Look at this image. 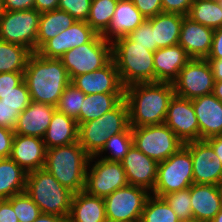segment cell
Returning a JSON list of instances; mask_svg holds the SVG:
<instances>
[{
    "label": "cell",
    "instance_id": "56",
    "mask_svg": "<svg viewBox=\"0 0 222 222\" xmlns=\"http://www.w3.org/2000/svg\"><path fill=\"white\" fill-rule=\"evenodd\" d=\"M211 222H222V208Z\"/></svg>",
    "mask_w": 222,
    "mask_h": 222
},
{
    "label": "cell",
    "instance_id": "14",
    "mask_svg": "<svg viewBox=\"0 0 222 222\" xmlns=\"http://www.w3.org/2000/svg\"><path fill=\"white\" fill-rule=\"evenodd\" d=\"M164 123L184 144L199 140V124L190 99L174 94Z\"/></svg>",
    "mask_w": 222,
    "mask_h": 222
},
{
    "label": "cell",
    "instance_id": "50",
    "mask_svg": "<svg viewBox=\"0 0 222 222\" xmlns=\"http://www.w3.org/2000/svg\"><path fill=\"white\" fill-rule=\"evenodd\" d=\"M34 9V0H4L3 11H22Z\"/></svg>",
    "mask_w": 222,
    "mask_h": 222
},
{
    "label": "cell",
    "instance_id": "49",
    "mask_svg": "<svg viewBox=\"0 0 222 222\" xmlns=\"http://www.w3.org/2000/svg\"><path fill=\"white\" fill-rule=\"evenodd\" d=\"M0 222H19L8 199L0 200Z\"/></svg>",
    "mask_w": 222,
    "mask_h": 222
},
{
    "label": "cell",
    "instance_id": "23",
    "mask_svg": "<svg viewBox=\"0 0 222 222\" xmlns=\"http://www.w3.org/2000/svg\"><path fill=\"white\" fill-rule=\"evenodd\" d=\"M190 59L179 44L157 49L154 52L155 82L172 83Z\"/></svg>",
    "mask_w": 222,
    "mask_h": 222
},
{
    "label": "cell",
    "instance_id": "9",
    "mask_svg": "<svg viewBox=\"0 0 222 222\" xmlns=\"http://www.w3.org/2000/svg\"><path fill=\"white\" fill-rule=\"evenodd\" d=\"M131 129L133 145L158 163L165 161L184 146L165 123Z\"/></svg>",
    "mask_w": 222,
    "mask_h": 222
},
{
    "label": "cell",
    "instance_id": "5",
    "mask_svg": "<svg viewBox=\"0 0 222 222\" xmlns=\"http://www.w3.org/2000/svg\"><path fill=\"white\" fill-rule=\"evenodd\" d=\"M25 192L41 213L69 217L74 193L44 168L27 173Z\"/></svg>",
    "mask_w": 222,
    "mask_h": 222
},
{
    "label": "cell",
    "instance_id": "46",
    "mask_svg": "<svg viewBox=\"0 0 222 222\" xmlns=\"http://www.w3.org/2000/svg\"><path fill=\"white\" fill-rule=\"evenodd\" d=\"M20 112L0 101V127L14 129Z\"/></svg>",
    "mask_w": 222,
    "mask_h": 222
},
{
    "label": "cell",
    "instance_id": "34",
    "mask_svg": "<svg viewBox=\"0 0 222 222\" xmlns=\"http://www.w3.org/2000/svg\"><path fill=\"white\" fill-rule=\"evenodd\" d=\"M140 222H181L163 197L149 195Z\"/></svg>",
    "mask_w": 222,
    "mask_h": 222
},
{
    "label": "cell",
    "instance_id": "47",
    "mask_svg": "<svg viewBox=\"0 0 222 222\" xmlns=\"http://www.w3.org/2000/svg\"><path fill=\"white\" fill-rule=\"evenodd\" d=\"M14 134L12 129L0 127V158L10 157Z\"/></svg>",
    "mask_w": 222,
    "mask_h": 222
},
{
    "label": "cell",
    "instance_id": "39",
    "mask_svg": "<svg viewBox=\"0 0 222 222\" xmlns=\"http://www.w3.org/2000/svg\"><path fill=\"white\" fill-rule=\"evenodd\" d=\"M181 222L193 220L191 187L163 196Z\"/></svg>",
    "mask_w": 222,
    "mask_h": 222
},
{
    "label": "cell",
    "instance_id": "44",
    "mask_svg": "<svg viewBox=\"0 0 222 222\" xmlns=\"http://www.w3.org/2000/svg\"><path fill=\"white\" fill-rule=\"evenodd\" d=\"M164 13H176L187 16L194 0H161Z\"/></svg>",
    "mask_w": 222,
    "mask_h": 222
},
{
    "label": "cell",
    "instance_id": "43",
    "mask_svg": "<svg viewBox=\"0 0 222 222\" xmlns=\"http://www.w3.org/2000/svg\"><path fill=\"white\" fill-rule=\"evenodd\" d=\"M134 6L140 11V13L146 18H151L159 13H162V1L161 0H131Z\"/></svg>",
    "mask_w": 222,
    "mask_h": 222
},
{
    "label": "cell",
    "instance_id": "4",
    "mask_svg": "<svg viewBox=\"0 0 222 222\" xmlns=\"http://www.w3.org/2000/svg\"><path fill=\"white\" fill-rule=\"evenodd\" d=\"M112 59L124 87L155 82L154 52L135 45L128 36L119 37L112 42Z\"/></svg>",
    "mask_w": 222,
    "mask_h": 222
},
{
    "label": "cell",
    "instance_id": "12",
    "mask_svg": "<svg viewBox=\"0 0 222 222\" xmlns=\"http://www.w3.org/2000/svg\"><path fill=\"white\" fill-rule=\"evenodd\" d=\"M214 76L207 59L191 58L172 82L175 95L187 99L213 93Z\"/></svg>",
    "mask_w": 222,
    "mask_h": 222
},
{
    "label": "cell",
    "instance_id": "1",
    "mask_svg": "<svg viewBox=\"0 0 222 222\" xmlns=\"http://www.w3.org/2000/svg\"><path fill=\"white\" fill-rule=\"evenodd\" d=\"M174 94L173 85L168 82L135 83L125 87L129 126L135 128L164 123Z\"/></svg>",
    "mask_w": 222,
    "mask_h": 222
},
{
    "label": "cell",
    "instance_id": "61",
    "mask_svg": "<svg viewBox=\"0 0 222 222\" xmlns=\"http://www.w3.org/2000/svg\"><path fill=\"white\" fill-rule=\"evenodd\" d=\"M106 222H125V221H110V220H107Z\"/></svg>",
    "mask_w": 222,
    "mask_h": 222
},
{
    "label": "cell",
    "instance_id": "55",
    "mask_svg": "<svg viewBox=\"0 0 222 222\" xmlns=\"http://www.w3.org/2000/svg\"><path fill=\"white\" fill-rule=\"evenodd\" d=\"M213 95L222 102V81L214 83Z\"/></svg>",
    "mask_w": 222,
    "mask_h": 222
},
{
    "label": "cell",
    "instance_id": "8",
    "mask_svg": "<svg viewBox=\"0 0 222 222\" xmlns=\"http://www.w3.org/2000/svg\"><path fill=\"white\" fill-rule=\"evenodd\" d=\"M193 184V162L190 150L184 145L168 159L159 162L157 180L153 194L163 197L191 187Z\"/></svg>",
    "mask_w": 222,
    "mask_h": 222
},
{
    "label": "cell",
    "instance_id": "3",
    "mask_svg": "<svg viewBox=\"0 0 222 222\" xmlns=\"http://www.w3.org/2000/svg\"><path fill=\"white\" fill-rule=\"evenodd\" d=\"M90 155L77 141L73 144L46 150L44 169L62 186L73 193L85 189L86 171Z\"/></svg>",
    "mask_w": 222,
    "mask_h": 222
},
{
    "label": "cell",
    "instance_id": "22",
    "mask_svg": "<svg viewBox=\"0 0 222 222\" xmlns=\"http://www.w3.org/2000/svg\"><path fill=\"white\" fill-rule=\"evenodd\" d=\"M55 110V106L31 101L18 116L14 133L43 139Z\"/></svg>",
    "mask_w": 222,
    "mask_h": 222
},
{
    "label": "cell",
    "instance_id": "53",
    "mask_svg": "<svg viewBox=\"0 0 222 222\" xmlns=\"http://www.w3.org/2000/svg\"><path fill=\"white\" fill-rule=\"evenodd\" d=\"M212 68L214 80L222 81V59H207Z\"/></svg>",
    "mask_w": 222,
    "mask_h": 222
},
{
    "label": "cell",
    "instance_id": "19",
    "mask_svg": "<svg viewBox=\"0 0 222 222\" xmlns=\"http://www.w3.org/2000/svg\"><path fill=\"white\" fill-rule=\"evenodd\" d=\"M214 29L183 16L178 44L193 59H206L211 51Z\"/></svg>",
    "mask_w": 222,
    "mask_h": 222
},
{
    "label": "cell",
    "instance_id": "7",
    "mask_svg": "<svg viewBox=\"0 0 222 222\" xmlns=\"http://www.w3.org/2000/svg\"><path fill=\"white\" fill-rule=\"evenodd\" d=\"M60 60L72 80L106 66L112 60V42L97 34L90 42L67 51Z\"/></svg>",
    "mask_w": 222,
    "mask_h": 222
},
{
    "label": "cell",
    "instance_id": "58",
    "mask_svg": "<svg viewBox=\"0 0 222 222\" xmlns=\"http://www.w3.org/2000/svg\"><path fill=\"white\" fill-rule=\"evenodd\" d=\"M4 0H0V14L3 12Z\"/></svg>",
    "mask_w": 222,
    "mask_h": 222
},
{
    "label": "cell",
    "instance_id": "30",
    "mask_svg": "<svg viewBox=\"0 0 222 222\" xmlns=\"http://www.w3.org/2000/svg\"><path fill=\"white\" fill-rule=\"evenodd\" d=\"M123 99L124 94L99 93L86 95L79 118L76 120L77 124L100 118L103 114L114 109Z\"/></svg>",
    "mask_w": 222,
    "mask_h": 222
},
{
    "label": "cell",
    "instance_id": "36",
    "mask_svg": "<svg viewBox=\"0 0 222 222\" xmlns=\"http://www.w3.org/2000/svg\"><path fill=\"white\" fill-rule=\"evenodd\" d=\"M132 145V129L129 126L124 132L111 136L106 141L103 148L94 157L97 158L99 156L98 158L101 157V159L110 162H121ZM108 150L111 154L102 156V154H105V152H108Z\"/></svg>",
    "mask_w": 222,
    "mask_h": 222
},
{
    "label": "cell",
    "instance_id": "29",
    "mask_svg": "<svg viewBox=\"0 0 222 222\" xmlns=\"http://www.w3.org/2000/svg\"><path fill=\"white\" fill-rule=\"evenodd\" d=\"M27 172L10 157L0 158V200L25 192Z\"/></svg>",
    "mask_w": 222,
    "mask_h": 222
},
{
    "label": "cell",
    "instance_id": "25",
    "mask_svg": "<svg viewBox=\"0 0 222 222\" xmlns=\"http://www.w3.org/2000/svg\"><path fill=\"white\" fill-rule=\"evenodd\" d=\"M221 208L222 203L217 185H191V209L195 220L211 222Z\"/></svg>",
    "mask_w": 222,
    "mask_h": 222
},
{
    "label": "cell",
    "instance_id": "20",
    "mask_svg": "<svg viewBox=\"0 0 222 222\" xmlns=\"http://www.w3.org/2000/svg\"><path fill=\"white\" fill-rule=\"evenodd\" d=\"M46 150L42 138L14 134L10 158L30 173L44 167Z\"/></svg>",
    "mask_w": 222,
    "mask_h": 222
},
{
    "label": "cell",
    "instance_id": "11",
    "mask_svg": "<svg viewBox=\"0 0 222 222\" xmlns=\"http://www.w3.org/2000/svg\"><path fill=\"white\" fill-rule=\"evenodd\" d=\"M146 189L128 184L104 198L106 219L110 221L140 222L146 199Z\"/></svg>",
    "mask_w": 222,
    "mask_h": 222
},
{
    "label": "cell",
    "instance_id": "18",
    "mask_svg": "<svg viewBox=\"0 0 222 222\" xmlns=\"http://www.w3.org/2000/svg\"><path fill=\"white\" fill-rule=\"evenodd\" d=\"M121 164L128 184L144 188L150 193L153 191L157 180L158 162L132 145Z\"/></svg>",
    "mask_w": 222,
    "mask_h": 222
},
{
    "label": "cell",
    "instance_id": "2",
    "mask_svg": "<svg viewBox=\"0 0 222 222\" xmlns=\"http://www.w3.org/2000/svg\"><path fill=\"white\" fill-rule=\"evenodd\" d=\"M24 81L32 101L55 107L71 82L60 59L45 58L37 52H33L28 59Z\"/></svg>",
    "mask_w": 222,
    "mask_h": 222
},
{
    "label": "cell",
    "instance_id": "16",
    "mask_svg": "<svg viewBox=\"0 0 222 222\" xmlns=\"http://www.w3.org/2000/svg\"><path fill=\"white\" fill-rule=\"evenodd\" d=\"M97 33L85 21H75L57 36L47 40L37 53L45 58L60 59L70 49L90 42Z\"/></svg>",
    "mask_w": 222,
    "mask_h": 222
},
{
    "label": "cell",
    "instance_id": "52",
    "mask_svg": "<svg viewBox=\"0 0 222 222\" xmlns=\"http://www.w3.org/2000/svg\"><path fill=\"white\" fill-rule=\"evenodd\" d=\"M206 141L212 146L215 151V155L222 162V135L207 138Z\"/></svg>",
    "mask_w": 222,
    "mask_h": 222
},
{
    "label": "cell",
    "instance_id": "57",
    "mask_svg": "<svg viewBox=\"0 0 222 222\" xmlns=\"http://www.w3.org/2000/svg\"><path fill=\"white\" fill-rule=\"evenodd\" d=\"M218 190H219V193H220V198H221V203H222V182H220L218 185Z\"/></svg>",
    "mask_w": 222,
    "mask_h": 222
},
{
    "label": "cell",
    "instance_id": "42",
    "mask_svg": "<svg viewBox=\"0 0 222 222\" xmlns=\"http://www.w3.org/2000/svg\"><path fill=\"white\" fill-rule=\"evenodd\" d=\"M92 0H60L58 9L70 14L76 21H87Z\"/></svg>",
    "mask_w": 222,
    "mask_h": 222
},
{
    "label": "cell",
    "instance_id": "54",
    "mask_svg": "<svg viewBox=\"0 0 222 222\" xmlns=\"http://www.w3.org/2000/svg\"><path fill=\"white\" fill-rule=\"evenodd\" d=\"M33 222H69V219L62 216L41 213L39 217Z\"/></svg>",
    "mask_w": 222,
    "mask_h": 222
},
{
    "label": "cell",
    "instance_id": "37",
    "mask_svg": "<svg viewBox=\"0 0 222 222\" xmlns=\"http://www.w3.org/2000/svg\"><path fill=\"white\" fill-rule=\"evenodd\" d=\"M86 94L77 89L71 82L66 86L62 93L56 109L63 114L77 120L80 115Z\"/></svg>",
    "mask_w": 222,
    "mask_h": 222
},
{
    "label": "cell",
    "instance_id": "35",
    "mask_svg": "<svg viewBox=\"0 0 222 222\" xmlns=\"http://www.w3.org/2000/svg\"><path fill=\"white\" fill-rule=\"evenodd\" d=\"M119 0H92L87 23L102 35L109 27Z\"/></svg>",
    "mask_w": 222,
    "mask_h": 222
},
{
    "label": "cell",
    "instance_id": "51",
    "mask_svg": "<svg viewBox=\"0 0 222 222\" xmlns=\"http://www.w3.org/2000/svg\"><path fill=\"white\" fill-rule=\"evenodd\" d=\"M60 0H34V9L39 13L49 12L58 9Z\"/></svg>",
    "mask_w": 222,
    "mask_h": 222
},
{
    "label": "cell",
    "instance_id": "26",
    "mask_svg": "<svg viewBox=\"0 0 222 222\" xmlns=\"http://www.w3.org/2000/svg\"><path fill=\"white\" fill-rule=\"evenodd\" d=\"M68 219L69 222H106L104 198L84 190L74 193Z\"/></svg>",
    "mask_w": 222,
    "mask_h": 222
},
{
    "label": "cell",
    "instance_id": "60",
    "mask_svg": "<svg viewBox=\"0 0 222 222\" xmlns=\"http://www.w3.org/2000/svg\"><path fill=\"white\" fill-rule=\"evenodd\" d=\"M184 222H203V221H199V220H195V219H193V220H190V221H184Z\"/></svg>",
    "mask_w": 222,
    "mask_h": 222
},
{
    "label": "cell",
    "instance_id": "17",
    "mask_svg": "<svg viewBox=\"0 0 222 222\" xmlns=\"http://www.w3.org/2000/svg\"><path fill=\"white\" fill-rule=\"evenodd\" d=\"M71 83L84 94H124L118 70L112 59L106 66L91 73H85L74 77Z\"/></svg>",
    "mask_w": 222,
    "mask_h": 222
},
{
    "label": "cell",
    "instance_id": "28",
    "mask_svg": "<svg viewBox=\"0 0 222 222\" xmlns=\"http://www.w3.org/2000/svg\"><path fill=\"white\" fill-rule=\"evenodd\" d=\"M183 22V15L176 13H159L152 17L154 43L157 49L178 44Z\"/></svg>",
    "mask_w": 222,
    "mask_h": 222
},
{
    "label": "cell",
    "instance_id": "32",
    "mask_svg": "<svg viewBox=\"0 0 222 222\" xmlns=\"http://www.w3.org/2000/svg\"><path fill=\"white\" fill-rule=\"evenodd\" d=\"M31 54L24 46L0 40V73L24 72Z\"/></svg>",
    "mask_w": 222,
    "mask_h": 222
},
{
    "label": "cell",
    "instance_id": "10",
    "mask_svg": "<svg viewBox=\"0 0 222 222\" xmlns=\"http://www.w3.org/2000/svg\"><path fill=\"white\" fill-rule=\"evenodd\" d=\"M41 13L35 9L3 11L0 14V40L18 44L36 52Z\"/></svg>",
    "mask_w": 222,
    "mask_h": 222
},
{
    "label": "cell",
    "instance_id": "59",
    "mask_svg": "<svg viewBox=\"0 0 222 222\" xmlns=\"http://www.w3.org/2000/svg\"><path fill=\"white\" fill-rule=\"evenodd\" d=\"M207 1L215 2V3H220L222 0H207Z\"/></svg>",
    "mask_w": 222,
    "mask_h": 222
},
{
    "label": "cell",
    "instance_id": "6",
    "mask_svg": "<svg viewBox=\"0 0 222 222\" xmlns=\"http://www.w3.org/2000/svg\"><path fill=\"white\" fill-rule=\"evenodd\" d=\"M128 127V106L123 99L100 118L79 124L78 142L90 156H95L111 136L124 132Z\"/></svg>",
    "mask_w": 222,
    "mask_h": 222
},
{
    "label": "cell",
    "instance_id": "31",
    "mask_svg": "<svg viewBox=\"0 0 222 222\" xmlns=\"http://www.w3.org/2000/svg\"><path fill=\"white\" fill-rule=\"evenodd\" d=\"M75 21L70 14L60 9L41 13L36 38V52L47 40L57 36Z\"/></svg>",
    "mask_w": 222,
    "mask_h": 222
},
{
    "label": "cell",
    "instance_id": "48",
    "mask_svg": "<svg viewBox=\"0 0 222 222\" xmlns=\"http://www.w3.org/2000/svg\"><path fill=\"white\" fill-rule=\"evenodd\" d=\"M206 59H222V27L214 29L211 51Z\"/></svg>",
    "mask_w": 222,
    "mask_h": 222
},
{
    "label": "cell",
    "instance_id": "27",
    "mask_svg": "<svg viewBox=\"0 0 222 222\" xmlns=\"http://www.w3.org/2000/svg\"><path fill=\"white\" fill-rule=\"evenodd\" d=\"M46 149L66 146L78 141V124L75 119L54 111L51 122L43 137Z\"/></svg>",
    "mask_w": 222,
    "mask_h": 222
},
{
    "label": "cell",
    "instance_id": "15",
    "mask_svg": "<svg viewBox=\"0 0 222 222\" xmlns=\"http://www.w3.org/2000/svg\"><path fill=\"white\" fill-rule=\"evenodd\" d=\"M191 153L193 184L218 185L222 182V162L206 140L184 144Z\"/></svg>",
    "mask_w": 222,
    "mask_h": 222
},
{
    "label": "cell",
    "instance_id": "33",
    "mask_svg": "<svg viewBox=\"0 0 222 222\" xmlns=\"http://www.w3.org/2000/svg\"><path fill=\"white\" fill-rule=\"evenodd\" d=\"M187 16L193 21L212 29L222 27V8L220 3L194 0Z\"/></svg>",
    "mask_w": 222,
    "mask_h": 222
},
{
    "label": "cell",
    "instance_id": "38",
    "mask_svg": "<svg viewBox=\"0 0 222 222\" xmlns=\"http://www.w3.org/2000/svg\"><path fill=\"white\" fill-rule=\"evenodd\" d=\"M8 200L11 202L19 222H33L41 214L38 205L26 192L13 195Z\"/></svg>",
    "mask_w": 222,
    "mask_h": 222
},
{
    "label": "cell",
    "instance_id": "41",
    "mask_svg": "<svg viewBox=\"0 0 222 222\" xmlns=\"http://www.w3.org/2000/svg\"><path fill=\"white\" fill-rule=\"evenodd\" d=\"M127 36L133 42H135V45H141L152 52L157 50V43H154V28L152 27V17L146 19Z\"/></svg>",
    "mask_w": 222,
    "mask_h": 222
},
{
    "label": "cell",
    "instance_id": "45",
    "mask_svg": "<svg viewBox=\"0 0 222 222\" xmlns=\"http://www.w3.org/2000/svg\"><path fill=\"white\" fill-rule=\"evenodd\" d=\"M24 81V72L0 73V94L13 90Z\"/></svg>",
    "mask_w": 222,
    "mask_h": 222
},
{
    "label": "cell",
    "instance_id": "24",
    "mask_svg": "<svg viewBox=\"0 0 222 222\" xmlns=\"http://www.w3.org/2000/svg\"><path fill=\"white\" fill-rule=\"evenodd\" d=\"M146 18L134 6L131 0H119L108 29L102 34L107 41L129 35Z\"/></svg>",
    "mask_w": 222,
    "mask_h": 222
},
{
    "label": "cell",
    "instance_id": "21",
    "mask_svg": "<svg viewBox=\"0 0 222 222\" xmlns=\"http://www.w3.org/2000/svg\"><path fill=\"white\" fill-rule=\"evenodd\" d=\"M199 124V140L222 135V102L213 93L192 99Z\"/></svg>",
    "mask_w": 222,
    "mask_h": 222
},
{
    "label": "cell",
    "instance_id": "40",
    "mask_svg": "<svg viewBox=\"0 0 222 222\" xmlns=\"http://www.w3.org/2000/svg\"><path fill=\"white\" fill-rule=\"evenodd\" d=\"M0 101L8 107H14L20 113L31 103V96L25 81L13 88L12 91L0 94Z\"/></svg>",
    "mask_w": 222,
    "mask_h": 222
},
{
    "label": "cell",
    "instance_id": "13",
    "mask_svg": "<svg viewBox=\"0 0 222 222\" xmlns=\"http://www.w3.org/2000/svg\"><path fill=\"white\" fill-rule=\"evenodd\" d=\"M90 156L86 171L85 189L88 194L105 198L115 190L128 185L121 162H110ZM92 162H95L90 166ZM91 168V169H90Z\"/></svg>",
    "mask_w": 222,
    "mask_h": 222
}]
</instances>
